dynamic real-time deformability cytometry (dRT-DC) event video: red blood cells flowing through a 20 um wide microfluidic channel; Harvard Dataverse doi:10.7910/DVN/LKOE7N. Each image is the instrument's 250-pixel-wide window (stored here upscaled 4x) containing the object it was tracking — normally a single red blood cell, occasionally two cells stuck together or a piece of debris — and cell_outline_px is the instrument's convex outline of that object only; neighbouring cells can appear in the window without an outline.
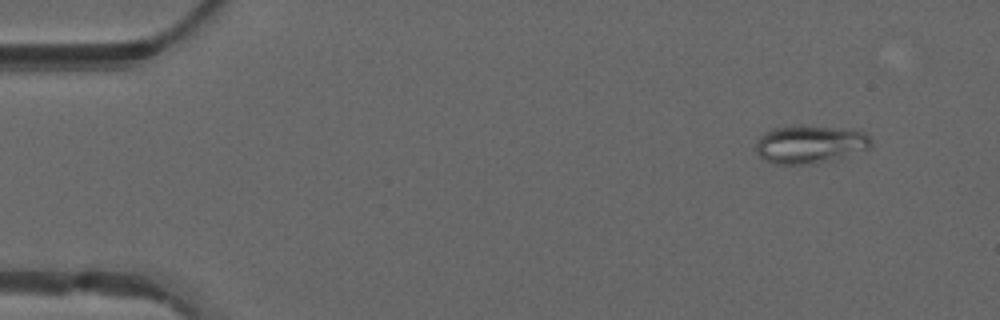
{"species": "common noctule bat (a hibernating species)", "species_latin": "Nyctalus noctula", "temperature_condition": "warm", "stored_images_in_passage": 48, "camera_frame_rate_fps": 3000, "um_per_image_px": 0.085, "animal": {"sex": "male", "forearm_length_mm": 52.5}, "frame": {"image": 1, "passage_image": 3, "time_ms": 0.667, "image_size_px": [1000, 320], "cell_outline_px": [[872, 148], [828, 160], [812, 164], [772, 164], [764, 160], [756, 152], [756, 140], [764, 132], [772, 128], [800, 124], [864, 132], [872, 140]], "centroid_in_image_um": [68.78, 12.26], "position_along_channel_um": 16.2, "area_um2": 25.55}}
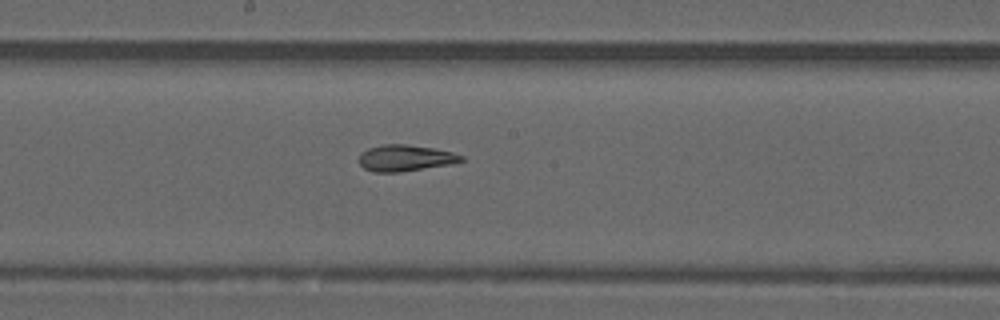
{"frame": {"image": 2, "passage_image": 25, "time_ms": 8.0, "image_size_px": [1000, 320], "cell_outline_px": [[464, 160], [452, 164], [400, 172], [372, 172], [364, 168], [360, 164], [360, 156], [368, 148], [384, 144], [404, 144], [432, 148], [452, 152], [464, 156]], "centroid_in_image_um": [34.47, 13.44], "position_along_channel_um": 213.7, "area_um2": 15.55}}
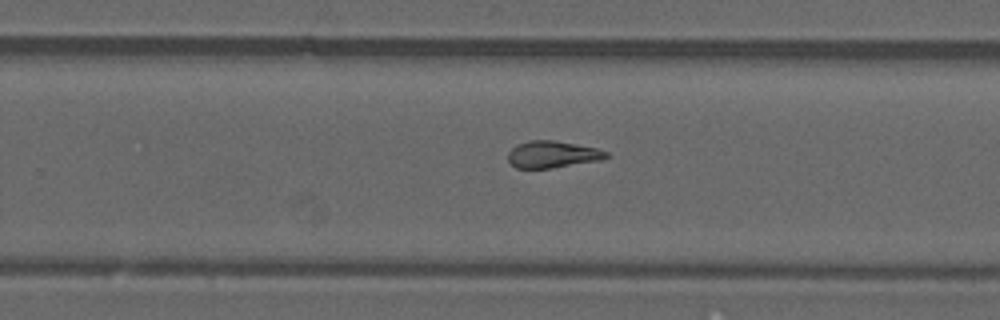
{"frame": {"image": 3, "passage_image": 30, "time_ms": 9.667, "image_size_px": [1000, 320], "cell_outline_px": [[608, 156], [604, 160], [552, 168], [516, 168], [508, 160], [508, 152], [516, 144], [528, 140], [552, 140], [576, 144], [596, 148], [608, 152]], "centroid_in_image_um": [46.96, 13.12], "position_along_channel_um": 282.8, "area_um2": 15.49}, "authors_computed_cell_mechanics": {"area_um2": 16.8776, "velocity_mm_per_s": 4.1716, "shape_relaxation_time_tau1_ms": null, "shape_relaxation_time_tau2_ms": 2.4559, "deformation_change_tau1": null, "deformation_change_tau2": 0.1041}}